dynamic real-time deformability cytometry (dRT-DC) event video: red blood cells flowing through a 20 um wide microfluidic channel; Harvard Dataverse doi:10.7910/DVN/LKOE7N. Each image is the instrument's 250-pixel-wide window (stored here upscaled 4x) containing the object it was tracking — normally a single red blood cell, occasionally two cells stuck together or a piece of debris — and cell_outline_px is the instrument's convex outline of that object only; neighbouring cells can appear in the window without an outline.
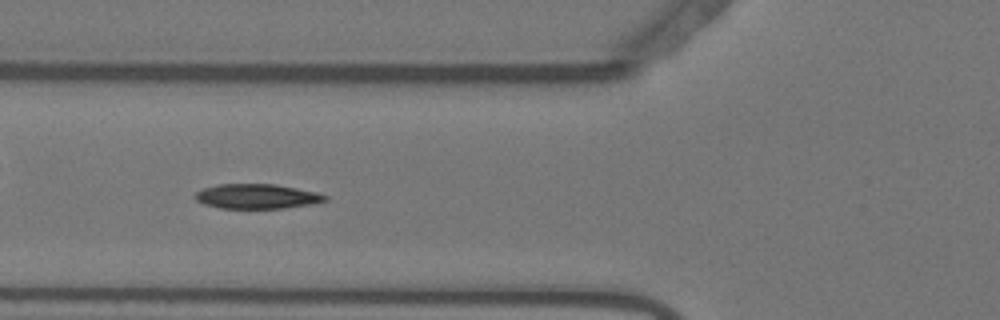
{"species": "Egyptian fruit bat (a non-hibernating species)", "species_latin": "Rousettus aegyptiacus", "temperature_condition": "warm", "stored_images_in_passage": 39, "camera_frame_rate_fps": 3000, "um_per_image_px": 0.085, "animal": {"sex": "female"}, "frame": {"image": 1, "passage_image": 4, "time_ms": 1.0, "image_size_px": [1000, 320], "cell_outline_px": [[328, 200], [312, 204], [284, 208], [220, 208], [204, 204], [196, 200], [196, 192], [204, 188], [220, 184], [276, 184], [316, 192], [328, 196]], "centroid_in_image_um": [21.86, 16.69], "position_along_channel_um": 103.9, "area_um2": 18.61}}
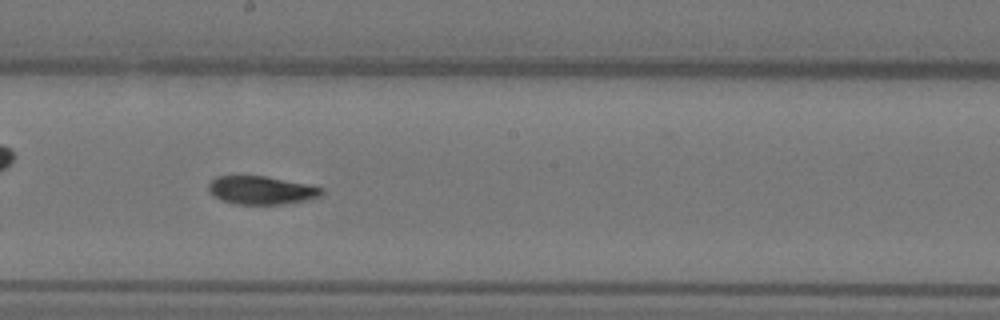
{"frame": {"image": 2, "passage_image": 14, "time_ms": 4.333, "image_size_px": [1000, 320], "cell_outline_px": [[324, 192], [320, 196], [304, 200], [284, 204], [236, 204], [220, 200], [208, 188], [208, 184], [216, 176], [264, 176], [308, 184], [324, 188]], "centroid_in_image_um": [22.23, 16.17], "position_along_channel_um": 226.0, "area_um2": 18.44}}
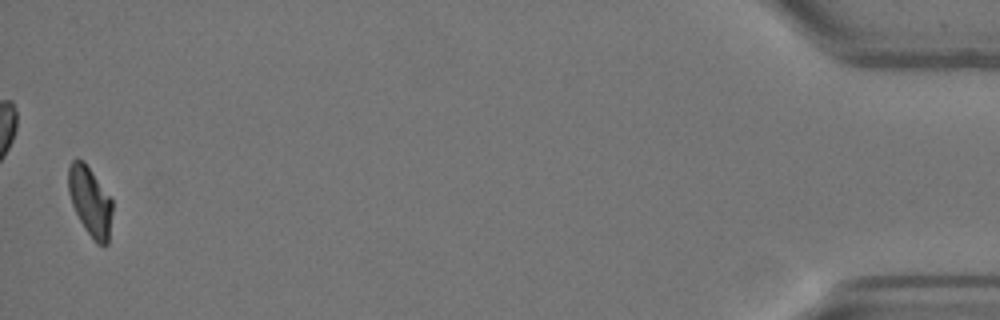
{"frame": {"image": 3, "passage_image": 38, "time_ms": 12.333, "image_size_px": [1000, 320], "cell_outline_px": [[112, 212], [108, 244], [96, 244], [84, 228], [72, 204], [68, 192], [68, 168], [72, 160], [84, 160], [112, 200]], "centroid_in_image_um": [7.65, 17.12], "position_along_channel_um": 427.5, "area_um2": 17.63}, "authors_computed_cell_mechanics": {"area_um2": 18.9584, "velocity_mm_per_s": 3.657, "shape_relaxation_time_tau1_ms": 7.67, "shape_relaxation_time_tau2_ms": 3.0922, "deformation_change_tau1": 0.2223, "deformation_change_tau2": 0.0701}}